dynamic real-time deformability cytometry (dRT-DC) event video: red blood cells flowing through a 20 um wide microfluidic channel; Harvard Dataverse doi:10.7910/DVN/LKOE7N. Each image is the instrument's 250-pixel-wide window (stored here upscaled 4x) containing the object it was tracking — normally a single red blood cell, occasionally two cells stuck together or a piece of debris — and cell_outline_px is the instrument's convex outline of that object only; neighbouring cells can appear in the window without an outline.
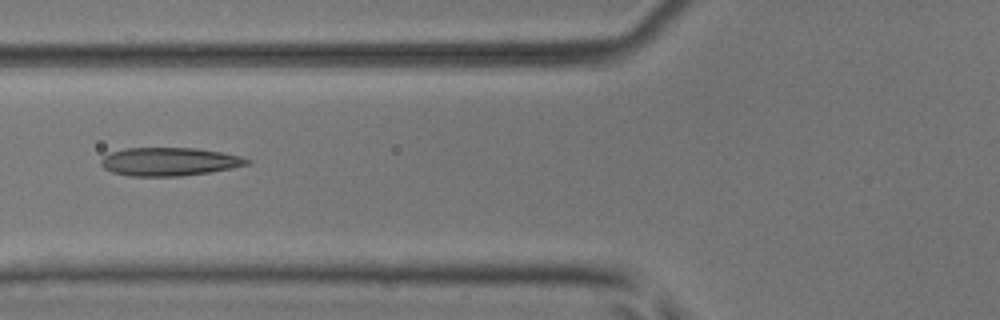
{"species": "common noctule bat (a hibernating species)", "species_latin": "Nyctalus noctula", "temperature_condition": "room temperature", "stored_images_in_passage": 3, "camera_frame_rate_fps": 3000, "um_per_image_px": 0.085, "animal": {"sex": "male", "body_mass_g": 17.9, "forearm_length_mm": 54.2}, "frame": {"image": 1, "passage_image": 3, "time_ms": 0.667, "image_size_px": [1000, 320], "cell_outline_px": [[252, 160], [248, 164], [232, 168], [208, 172], [180, 176], [128, 176], [112, 172], [104, 168], [100, 164], [100, 160], [104, 156], [112, 152], [124, 148], [196, 148], [220, 152], [240, 156]], "centroid_in_image_um": [14.36, 13.74], "position_along_channel_um": 111.4, "area_um2": 23.99}}